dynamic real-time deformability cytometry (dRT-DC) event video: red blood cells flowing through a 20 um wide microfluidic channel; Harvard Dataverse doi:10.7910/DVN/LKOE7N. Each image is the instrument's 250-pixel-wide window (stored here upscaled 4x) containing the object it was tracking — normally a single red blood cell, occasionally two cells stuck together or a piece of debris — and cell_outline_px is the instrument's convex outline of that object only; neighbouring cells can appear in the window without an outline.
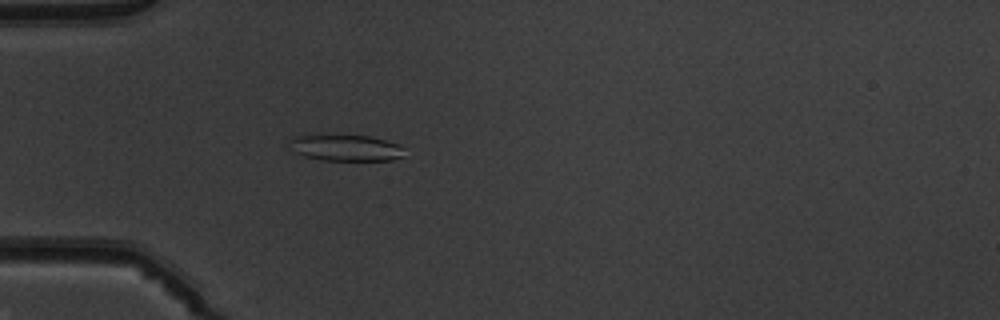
{"species": "common noctule bat (a hibernating species)", "species_latin": "Nyctalus noctula", "temperature_condition": "warm", "stored_images_in_passage": 51, "camera_frame_rate_fps": 3000, "um_per_image_px": 0.085, "animal": {"sex": "male", "body_mass_g": 19.5, "forearm_length_mm": 54.6}, "frame": {"image": 1, "passage_image": 16, "time_ms": 5.0, "image_size_px": [1000, 320], "cell_outline_px": [[404, 156], [392, 160], [320, 160], [304, 156], [296, 152], [288, 140], [292, 136], [304, 132], [320, 132], [368, 136], [400, 144], [404, 148]], "centroid_in_image_um": [29.3, 12.5], "position_along_channel_um": 55.7, "area_um2": 18.61}}
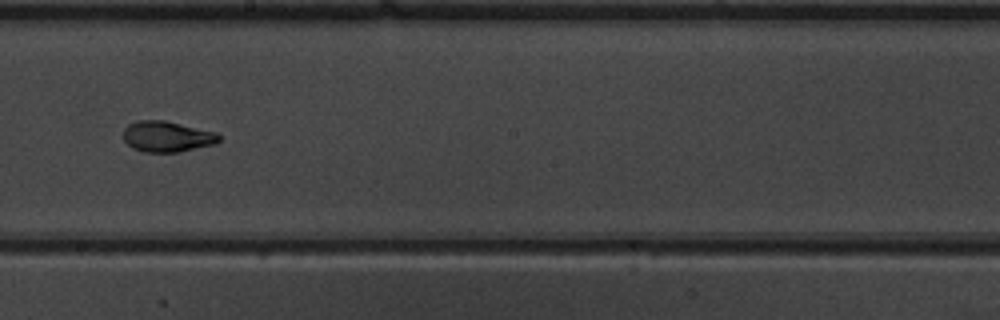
{"frame": {"image": 2, "passage_image": 30, "time_ms": 9.667, "image_size_px": [1000, 320], "cell_outline_px": [[220, 140], [216, 144], [180, 152], [144, 152], [132, 148], [124, 140], [124, 128], [128, 124], [136, 120], [164, 120], [216, 132], [220, 136]], "centroid_in_image_um": [14.2, 11.61], "position_along_channel_um": 234.0, "area_um2": 17.28}}
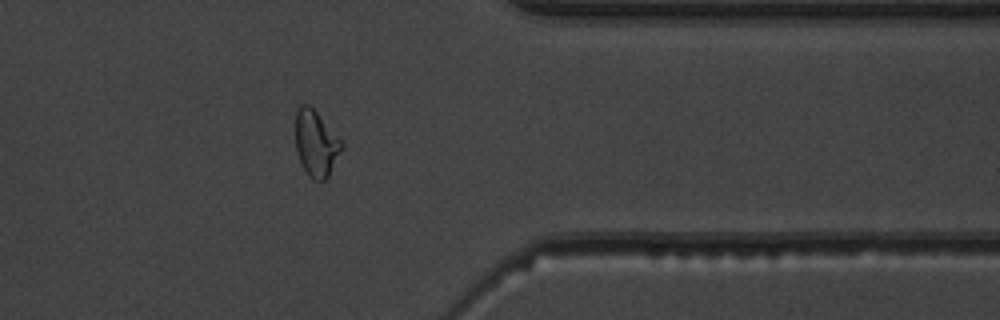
{"frame": {"image": 3, "passage_image": 42, "time_ms": 13.667, "image_size_px": [1000, 320], "cell_outline_px": [[344, 148], [328, 176], [324, 180], [312, 180], [308, 176], [300, 164], [296, 152], [296, 112], [300, 104], [308, 104], [316, 112], [344, 144]], "centroid_in_image_um": [26.85, 12.23], "position_along_channel_um": 384.5, "area_um2": 17.74}, "authors_computed_cell_mechanics": {"area_um2": 18.0914, "velocity_mm_per_s": 4.0131, "shape_relaxation_time_tau1_ms": 3.7929, "shape_relaxation_time_tau2_ms": 1.5864, "deformation_change_tau1": 0.1643, "deformation_change_tau2": 0.0671}}